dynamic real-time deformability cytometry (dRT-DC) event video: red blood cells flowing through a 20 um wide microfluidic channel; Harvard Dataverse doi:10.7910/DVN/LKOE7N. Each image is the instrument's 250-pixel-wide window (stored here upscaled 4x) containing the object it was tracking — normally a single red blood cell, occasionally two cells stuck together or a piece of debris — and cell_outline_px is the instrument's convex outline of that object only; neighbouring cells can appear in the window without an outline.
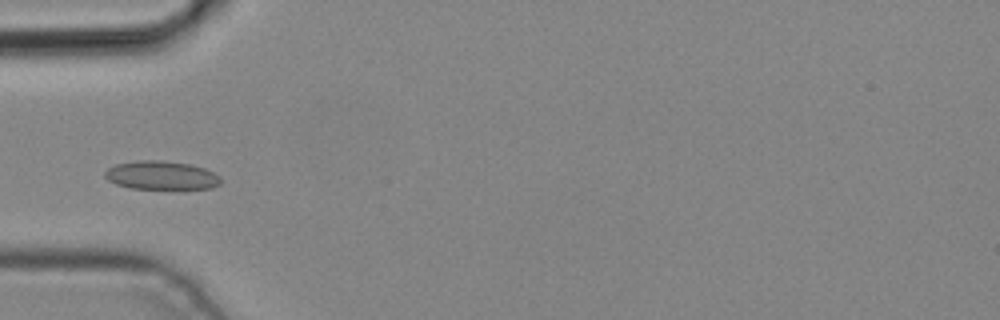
{"species": "common noctule bat (a hibernating species)", "species_latin": "Nyctalus noctula", "temperature_condition": "cold", "stored_images_in_passage": 5, "camera_frame_rate_fps": 3000, "um_per_image_px": 0.085, "animal": {"sex": "male", "body_mass_g": 19.2, "forearm_length_mm": 51.8}, "frame": {"image": 1, "passage_image": 4, "time_ms": 1.0, "image_size_px": [1000, 320], "cell_outline_px": [[220, 184], [212, 188], [132, 188], [116, 184], [108, 180], [104, 176], [104, 172], [108, 168], [116, 164], [136, 160], [164, 160], [192, 164], [204, 168], [220, 176]], "centroid_in_image_um": [13.7, 14.88], "position_along_channel_um": 71.3, "area_um2": 19.25}}
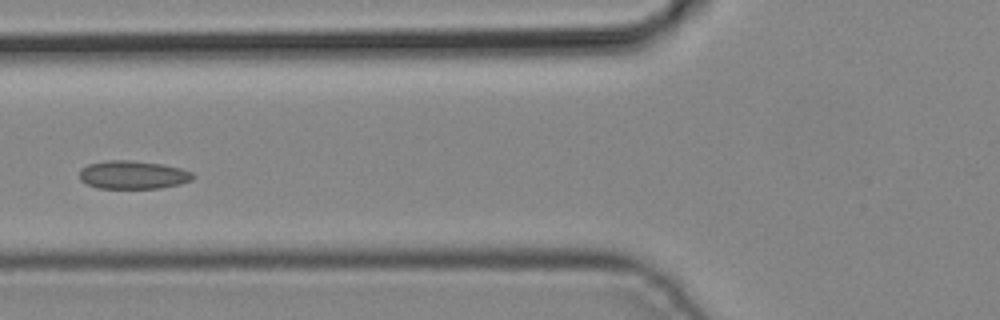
{"frame": {"image": 2, "passage_image": 5, "time_ms": 1.333, "image_size_px": [1000, 320], "cell_outline_px": [[196, 176], [192, 180], [180, 184], [160, 188], [96, 188], [80, 180], [80, 168], [88, 164], [104, 160], [128, 160], [164, 164], [180, 168], [192, 172]], "centroid_in_image_um": [11.3, 14.85], "position_along_channel_um": 114.5, "area_um2": 18.84}}